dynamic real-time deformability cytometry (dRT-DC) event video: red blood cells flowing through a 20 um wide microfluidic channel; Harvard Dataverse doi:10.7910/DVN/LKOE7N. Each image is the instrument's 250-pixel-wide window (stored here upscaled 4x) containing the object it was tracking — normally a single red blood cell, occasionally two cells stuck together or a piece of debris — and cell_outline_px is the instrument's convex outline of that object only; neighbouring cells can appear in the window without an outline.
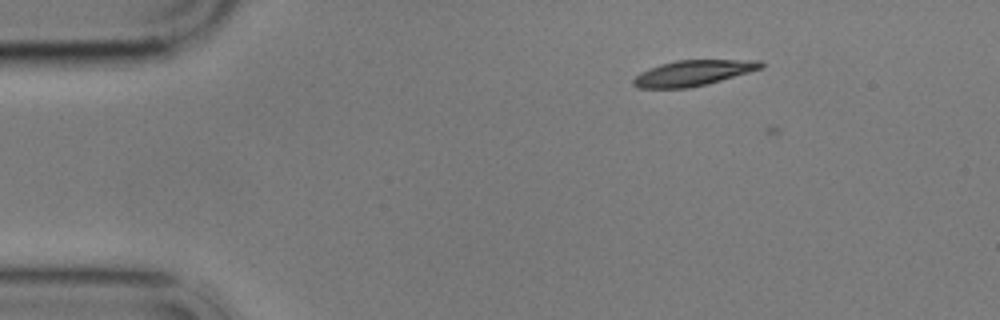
{"species": "common noctule bat (a hibernating species)", "species_latin": "Nyctalus noctula", "temperature_condition": "cold", "stored_images_in_passage": 4, "camera_frame_rate_fps": 3000, "um_per_image_px": 0.085, "animal": {"sex": "male", "body_mass_g": 17.9}, "frame": {"image": 1, "passage_image": 3, "time_ms": 3.0, "image_size_px": [1000, 320], "cell_outline_px": [[764, 64], [760, 68], [748, 72], [708, 84], [688, 88], [636, 88], [632, 84], [632, 80], [640, 72], [648, 68], [660, 64], [676, 60], [760, 60]], "centroid_in_image_um": [58.85, 6.21], "position_along_channel_um": 26.2, "area_um2": 18.96}}